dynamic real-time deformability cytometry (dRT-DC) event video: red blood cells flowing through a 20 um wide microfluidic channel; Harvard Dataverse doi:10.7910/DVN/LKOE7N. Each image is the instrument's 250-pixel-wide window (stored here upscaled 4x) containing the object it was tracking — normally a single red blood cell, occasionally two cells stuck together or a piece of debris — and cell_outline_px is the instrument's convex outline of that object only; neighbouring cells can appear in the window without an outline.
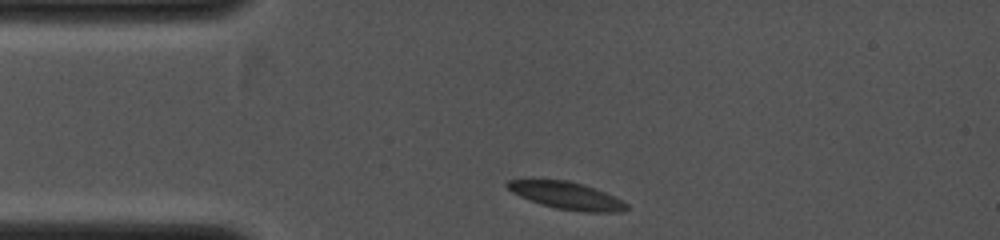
{"species": "common noctule bat (a hibernating species)", "species_latin": "Nyctalus noctula", "temperature_condition": "cold", "stored_images_in_passage": 2, "camera_frame_rate_fps": 4000, "um_per_image_px": 0.085, "animal": {"sex": "female", "body_mass_g": 19.0, "forearm_length_mm": 53.3}, "frame": {"image": 1, "passage_image": 1, "time_ms": 0.0, "image_size_px": [1000, 240], "cell_outline_px": [[628, 208], [620, 212], [584, 212], [556, 208], [520, 196], [512, 192], [504, 184], [508, 180], [568, 180], [604, 192], [628, 204]], "centroid_in_image_um": [48.16, 16.63], "position_along_channel_um": 36.8, "area_um2": 18.38}}